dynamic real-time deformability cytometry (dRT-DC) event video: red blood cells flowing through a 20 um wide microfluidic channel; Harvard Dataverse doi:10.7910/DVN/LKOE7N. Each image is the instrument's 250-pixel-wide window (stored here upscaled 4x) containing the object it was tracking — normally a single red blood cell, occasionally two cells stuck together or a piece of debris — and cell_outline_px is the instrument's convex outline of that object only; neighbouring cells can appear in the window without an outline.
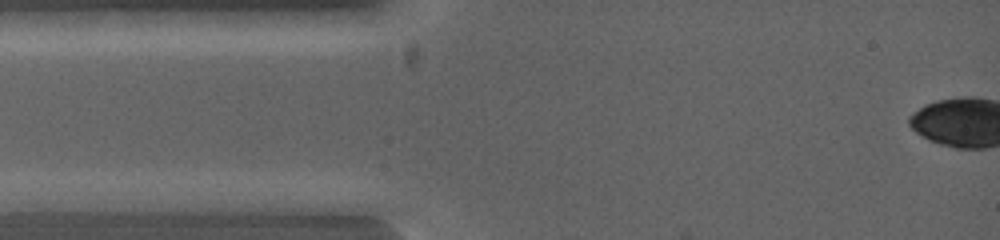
{"species": "common noctule bat (a hibernating species)", "species_latin": "Nyctalus noctula", "temperature_condition": "warm", "stored_images_in_passage": 3, "camera_frame_rate_fps": 5000, "um_per_image_px": 0.085, "animal": {"sex": "female", "body_mass_g": 19.0, "forearm_length_mm": 53.3}, "frame": {"image": 1, "passage_image": 1, "time_ms": 0.0, "image_size_px": [1000, 240], "cell_outline_px": [[124, 200], [64, 212], [36, 212], [16, 200], [64, 192], [120, 192]], "centroid_in_image_um": [5.94, 17.09], "position_along_channel_um": 79.1, "area_um2": 10.64}}